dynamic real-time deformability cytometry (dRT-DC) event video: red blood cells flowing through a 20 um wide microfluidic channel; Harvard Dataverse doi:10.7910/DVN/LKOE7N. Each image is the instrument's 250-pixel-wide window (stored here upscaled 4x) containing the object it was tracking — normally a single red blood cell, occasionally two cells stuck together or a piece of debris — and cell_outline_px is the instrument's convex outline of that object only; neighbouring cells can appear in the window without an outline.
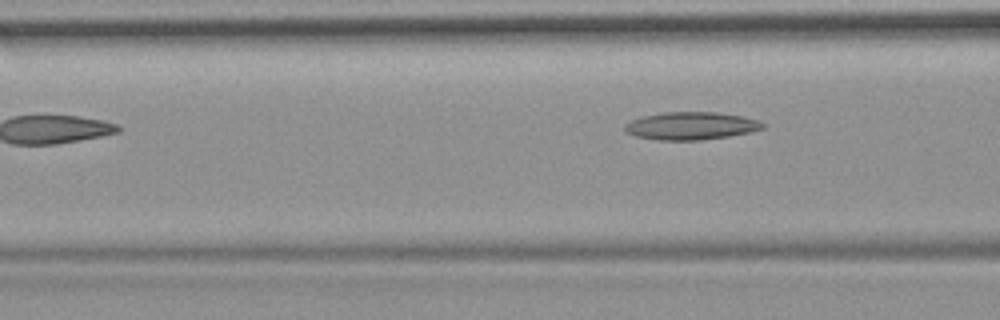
{"species": "common noctule bat (a hibernating species)", "species_latin": "Nyctalus noctula", "temperature_condition": "room temperature", "stored_images_in_passage": 6, "camera_frame_rate_fps": 3000, "um_per_image_px": 0.085, "animal": {"sex": "female", "body_mass_g": 19.9}, "frame": {"image": 1, "passage_image": 6, "time_ms": 6.667, "image_size_px": [1000, 320], "cell_outline_px": [[764, 128], [752, 132], [728, 136], [700, 140], [656, 140], [636, 136], [628, 132], [624, 128], [624, 124], [640, 116], [664, 112], [716, 112], [744, 116], [760, 120], [764, 124]], "centroid_in_image_um": [58.76, 10.69], "position_along_channel_um": 107.8, "area_um2": 22.43}}